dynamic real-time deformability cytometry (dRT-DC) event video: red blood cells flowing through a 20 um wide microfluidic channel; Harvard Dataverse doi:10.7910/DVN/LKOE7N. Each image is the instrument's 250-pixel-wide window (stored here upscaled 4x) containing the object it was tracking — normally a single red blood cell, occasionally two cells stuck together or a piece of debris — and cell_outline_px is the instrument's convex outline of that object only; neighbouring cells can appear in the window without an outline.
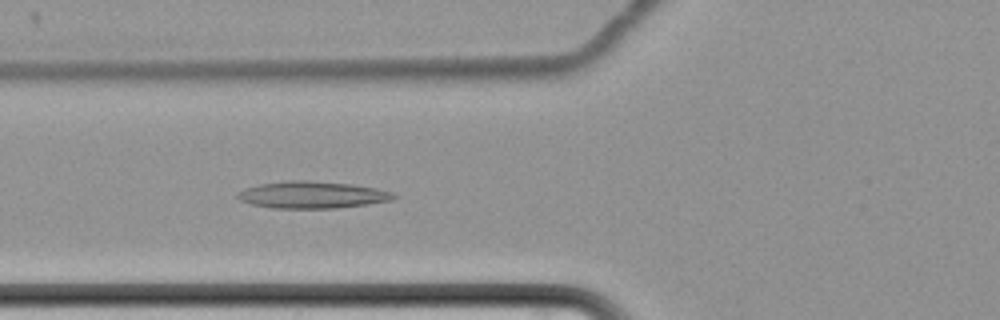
{"species": "common noctule bat (a hibernating species)", "species_latin": "Nyctalus noctula", "temperature_condition": "cold", "stored_images_in_passage": 65, "camera_frame_rate_fps": 3000, "um_per_image_px": 0.085, "animal": {"sex": "female", "body_mass_g": 22.7, "forearm_length_mm": 54.2}, "frame": {"image": 1, "passage_image": 28, "time_ms": 9.0, "image_size_px": [1000, 320], "cell_outline_px": [[400, 196], [392, 200], [368, 204], [332, 208], [272, 208], [252, 204], [240, 200], [236, 196], [240, 192], [248, 188], [260, 184], [288, 180], [308, 180], [352, 184], [376, 188], [392, 192]], "centroid_in_image_um": [26.59, 16.56], "position_along_channel_um": 99.2, "area_um2": 24.39}}
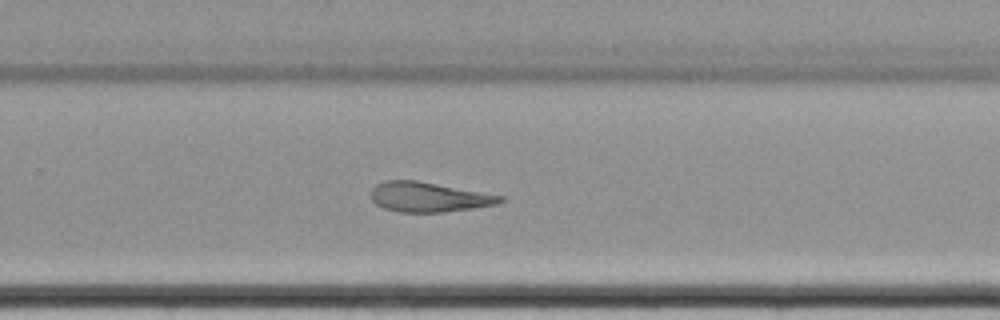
{"frame": {"image": 2, "passage_image": 45, "time_ms": 14.667, "image_size_px": [1000, 320], "cell_outline_px": [[504, 200], [500, 204], [444, 212], [400, 212], [384, 208], [376, 204], [372, 200], [372, 188], [376, 184], [384, 180], [416, 180], [504, 196]], "centroid_in_image_um": [36.44, 16.75], "position_along_channel_um": 293.4, "area_um2": 22.37}}
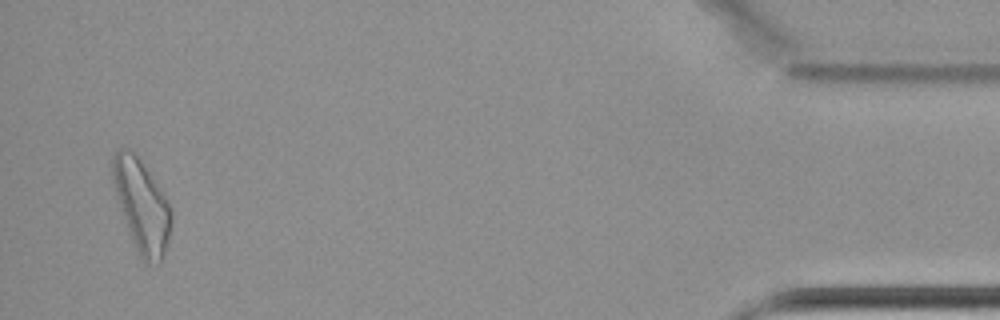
{"frame": {"image": 3, "passage_image": 63, "time_ms": 20.667, "image_size_px": [1000, 320], "cell_outline_px": [[172, 224], [168, 240], [164, 252], [160, 260], [148, 264], [140, 260], [132, 240], [112, 180], [112, 156], [120, 148], [128, 148], [140, 160], [164, 196], [172, 212]], "centroid_in_image_um": [12.04, 17.51], "position_along_channel_um": 423.2, "area_um2": 30.52}, "authors_computed_cell_mechanics": {"area_um2": 25.5476, "velocity_mm_per_s": 3.4298, "shape_relaxation_time_tau1_ms": null, "shape_relaxation_time_tau2_ms": 7.3163, "deformation_change_tau1": null, "deformation_change_tau2": 0.1913}}